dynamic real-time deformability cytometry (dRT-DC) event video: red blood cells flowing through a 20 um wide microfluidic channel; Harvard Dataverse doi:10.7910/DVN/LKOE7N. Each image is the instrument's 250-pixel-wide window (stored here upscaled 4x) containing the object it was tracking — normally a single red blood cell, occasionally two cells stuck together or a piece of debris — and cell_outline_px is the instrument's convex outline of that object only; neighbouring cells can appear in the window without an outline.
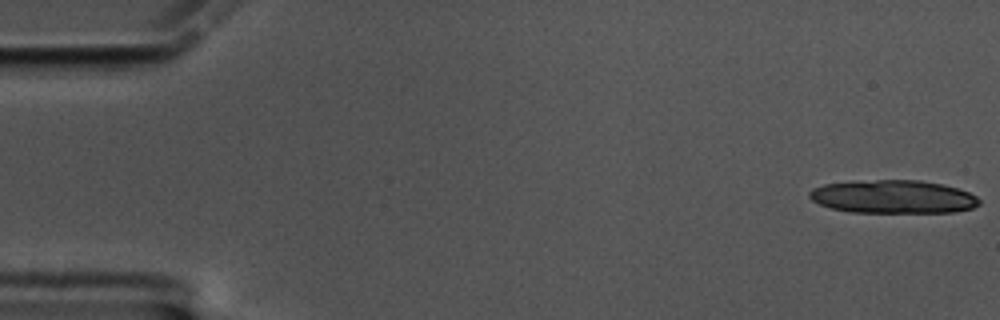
{"species": "common noctule bat (a hibernating species)", "species_latin": "Nyctalus noctula", "temperature_condition": "cold", "stored_images_in_passage": 17, "camera_frame_rate_fps": 3000, "um_per_image_px": 0.085, "animal": {"sex": "male", "body_mass_g": 17.5, "forearm_length_mm": 52.3}, "frame": {"image": 1, "passage_image": 1, "time_ms": 0.0, "image_size_px": [1000, 320], "cell_outline_px": [[980, 204], [972, 208], [956, 212], [852, 212], [832, 208], [820, 204], [812, 200], [808, 196], [808, 192], [812, 188], [824, 184], [852, 180], [920, 180], [940, 184], [956, 188], [968, 192], [976, 196], [980, 200]], "centroid_in_image_um": [75.88, 16.71], "position_along_channel_um": 9.1, "area_um2": 33.0}}